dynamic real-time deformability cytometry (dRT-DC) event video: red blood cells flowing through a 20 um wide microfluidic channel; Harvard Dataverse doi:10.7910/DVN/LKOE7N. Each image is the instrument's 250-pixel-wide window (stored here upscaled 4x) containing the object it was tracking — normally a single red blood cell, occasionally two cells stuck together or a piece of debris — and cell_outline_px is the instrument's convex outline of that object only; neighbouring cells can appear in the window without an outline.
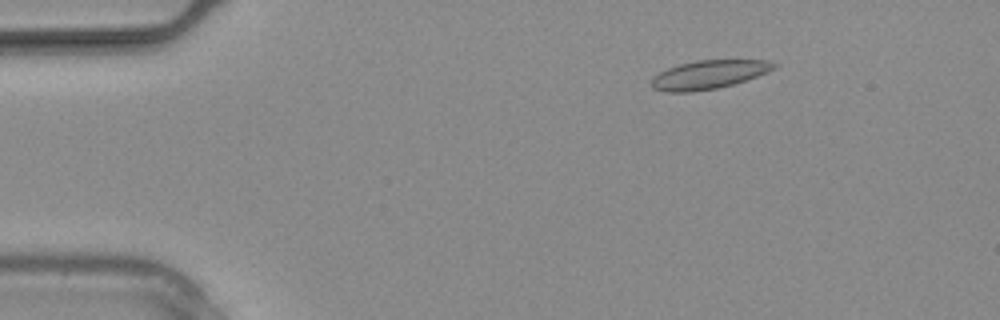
{"species": "common noctule bat (a hibernating species)", "species_latin": "Nyctalus noctula", "temperature_condition": "warm", "stored_images_in_passage": 5, "camera_frame_rate_fps": 3000, "um_per_image_px": 0.085, "animal": {"sex": "male", "body_mass_g": 20.4}, "frame": {"image": 1, "passage_image": 1, "time_ms": 0.0, "image_size_px": [1000, 320], "cell_outline_px": [[780, 64], [776, 68], [768, 72], [732, 84], [716, 88], [692, 92], [664, 92], [652, 88], [652, 80], [660, 72], [668, 68], [680, 64], [696, 60], [772, 60]], "centroid_in_image_um": [60.29, 6.33], "position_along_channel_um": 24.7, "area_um2": 20.35}}